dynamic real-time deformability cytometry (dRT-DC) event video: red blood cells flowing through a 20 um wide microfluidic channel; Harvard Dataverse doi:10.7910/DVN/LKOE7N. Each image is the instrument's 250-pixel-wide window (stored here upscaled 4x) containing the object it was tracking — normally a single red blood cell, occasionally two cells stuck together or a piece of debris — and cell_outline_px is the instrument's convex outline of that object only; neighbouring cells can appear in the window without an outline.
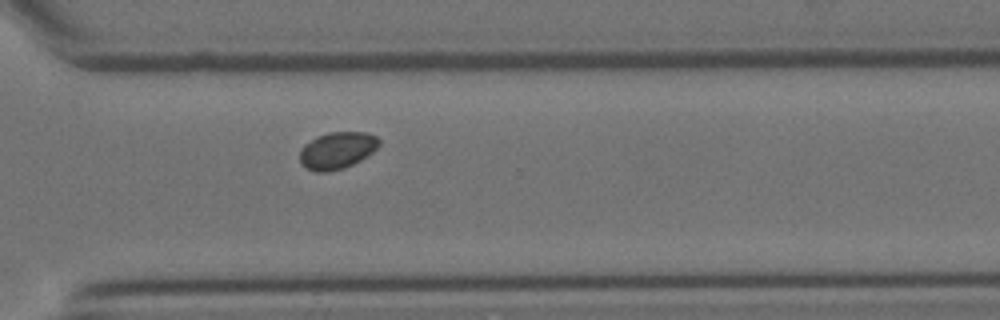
{"species": "Egyptian fruit bat (a non-hibernating species)", "species_latin": "Rousettus aegyptiacus", "temperature_condition": "room temperature", "stored_images_in_passage": 15, "camera_frame_rate_fps": 3000, "um_per_image_px": 0.085, "animal": {"sex": "female"}, "frame": {"image": 1, "passage_image": 15, "time_ms": 4.667, "image_size_px": [1000, 320], "cell_outline_px": [[380, 144], [372, 152], [360, 160], [344, 168], [324, 172], [316, 172], [300, 164], [300, 148], [304, 144], [316, 136], [328, 132], [368, 132], [376, 136], [380, 140]], "centroid_in_image_um": [28.64, 12.77], "position_along_channel_um": 342.0, "area_um2": 17.11}}